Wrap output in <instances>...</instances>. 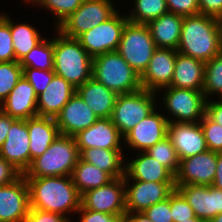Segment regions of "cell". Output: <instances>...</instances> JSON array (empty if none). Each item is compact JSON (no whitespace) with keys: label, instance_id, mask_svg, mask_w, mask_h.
<instances>
[{"label":"cell","instance_id":"obj_52","mask_svg":"<svg viewBox=\"0 0 222 222\" xmlns=\"http://www.w3.org/2000/svg\"><path fill=\"white\" fill-rule=\"evenodd\" d=\"M19 222H40V210L30 208L29 213Z\"/></svg>","mask_w":222,"mask_h":222},{"label":"cell","instance_id":"obj_44","mask_svg":"<svg viewBox=\"0 0 222 222\" xmlns=\"http://www.w3.org/2000/svg\"><path fill=\"white\" fill-rule=\"evenodd\" d=\"M79 214L82 213L80 222H123L124 215H113L103 212H95L80 207L77 211Z\"/></svg>","mask_w":222,"mask_h":222},{"label":"cell","instance_id":"obj_26","mask_svg":"<svg viewBox=\"0 0 222 222\" xmlns=\"http://www.w3.org/2000/svg\"><path fill=\"white\" fill-rule=\"evenodd\" d=\"M87 106L99 117L110 118L118 94L109 90L93 77L76 89Z\"/></svg>","mask_w":222,"mask_h":222},{"label":"cell","instance_id":"obj_51","mask_svg":"<svg viewBox=\"0 0 222 222\" xmlns=\"http://www.w3.org/2000/svg\"><path fill=\"white\" fill-rule=\"evenodd\" d=\"M123 222H152L143 212L126 213Z\"/></svg>","mask_w":222,"mask_h":222},{"label":"cell","instance_id":"obj_46","mask_svg":"<svg viewBox=\"0 0 222 222\" xmlns=\"http://www.w3.org/2000/svg\"><path fill=\"white\" fill-rule=\"evenodd\" d=\"M200 14L217 17L222 14V0H198Z\"/></svg>","mask_w":222,"mask_h":222},{"label":"cell","instance_id":"obj_24","mask_svg":"<svg viewBox=\"0 0 222 222\" xmlns=\"http://www.w3.org/2000/svg\"><path fill=\"white\" fill-rule=\"evenodd\" d=\"M124 179L144 182H175V176L146 152L126 163Z\"/></svg>","mask_w":222,"mask_h":222},{"label":"cell","instance_id":"obj_43","mask_svg":"<svg viewBox=\"0 0 222 222\" xmlns=\"http://www.w3.org/2000/svg\"><path fill=\"white\" fill-rule=\"evenodd\" d=\"M143 213L152 222H173L170 210V195L166 200L145 209Z\"/></svg>","mask_w":222,"mask_h":222},{"label":"cell","instance_id":"obj_54","mask_svg":"<svg viewBox=\"0 0 222 222\" xmlns=\"http://www.w3.org/2000/svg\"><path fill=\"white\" fill-rule=\"evenodd\" d=\"M180 222H206L205 220L201 219V218H191V219H187V220H183Z\"/></svg>","mask_w":222,"mask_h":222},{"label":"cell","instance_id":"obj_27","mask_svg":"<svg viewBox=\"0 0 222 222\" xmlns=\"http://www.w3.org/2000/svg\"><path fill=\"white\" fill-rule=\"evenodd\" d=\"M204 75L205 62L177 52L170 86L202 91Z\"/></svg>","mask_w":222,"mask_h":222},{"label":"cell","instance_id":"obj_8","mask_svg":"<svg viewBox=\"0 0 222 222\" xmlns=\"http://www.w3.org/2000/svg\"><path fill=\"white\" fill-rule=\"evenodd\" d=\"M116 12L111 0H84L56 29L67 37L78 38L108 20Z\"/></svg>","mask_w":222,"mask_h":222},{"label":"cell","instance_id":"obj_5","mask_svg":"<svg viewBox=\"0 0 222 222\" xmlns=\"http://www.w3.org/2000/svg\"><path fill=\"white\" fill-rule=\"evenodd\" d=\"M92 77L118 95L142 88L140 75L117 52H108L93 58Z\"/></svg>","mask_w":222,"mask_h":222},{"label":"cell","instance_id":"obj_23","mask_svg":"<svg viewBox=\"0 0 222 222\" xmlns=\"http://www.w3.org/2000/svg\"><path fill=\"white\" fill-rule=\"evenodd\" d=\"M75 93V87L55 74L45 90L38 95V116L55 118Z\"/></svg>","mask_w":222,"mask_h":222},{"label":"cell","instance_id":"obj_18","mask_svg":"<svg viewBox=\"0 0 222 222\" xmlns=\"http://www.w3.org/2000/svg\"><path fill=\"white\" fill-rule=\"evenodd\" d=\"M193 208L195 216L206 222L222 213V190L201 185H175Z\"/></svg>","mask_w":222,"mask_h":222},{"label":"cell","instance_id":"obj_6","mask_svg":"<svg viewBox=\"0 0 222 222\" xmlns=\"http://www.w3.org/2000/svg\"><path fill=\"white\" fill-rule=\"evenodd\" d=\"M156 49L149 26L128 21L116 51L141 76Z\"/></svg>","mask_w":222,"mask_h":222},{"label":"cell","instance_id":"obj_49","mask_svg":"<svg viewBox=\"0 0 222 222\" xmlns=\"http://www.w3.org/2000/svg\"><path fill=\"white\" fill-rule=\"evenodd\" d=\"M66 216L40 210V222H71Z\"/></svg>","mask_w":222,"mask_h":222},{"label":"cell","instance_id":"obj_21","mask_svg":"<svg viewBox=\"0 0 222 222\" xmlns=\"http://www.w3.org/2000/svg\"><path fill=\"white\" fill-rule=\"evenodd\" d=\"M76 145L81 152L88 148L122 149L123 136L110 118H98V120L75 136Z\"/></svg>","mask_w":222,"mask_h":222},{"label":"cell","instance_id":"obj_13","mask_svg":"<svg viewBox=\"0 0 222 222\" xmlns=\"http://www.w3.org/2000/svg\"><path fill=\"white\" fill-rule=\"evenodd\" d=\"M217 152L206 150L180 160L175 185L210 186L216 174Z\"/></svg>","mask_w":222,"mask_h":222},{"label":"cell","instance_id":"obj_20","mask_svg":"<svg viewBox=\"0 0 222 222\" xmlns=\"http://www.w3.org/2000/svg\"><path fill=\"white\" fill-rule=\"evenodd\" d=\"M168 137L176 150L179 160L208 150L200 122L168 123Z\"/></svg>","mask_w":222,"mask_h":222},{"label":"cell","instance_id":"obj_35","mask_svg":"<svg viewBox=\"0 0 222 222\" xmlns=\"http://www.w3.org/2000/svg\"><path fill=\"white\" fill-rule=\"evenodd\" d=\"M202 91L206 98L211 94L218 95L222 92V52L208 62H205Z\"/></svg>","mask_w":222,"mask_h":222},{"label":"cell","instance_id":"obj_32","mask_svg":"<svg viewBox=\"0 0 222 222\" xmlns=\"http://www.w3.org/2000/svg\"><path fill=\"white\" fill-rule=\"evenodd\" d=\"M54 39L44 40L32 48L20 61L21 67L54 70Z\"/></svg>","mask_w":222,"mask_h":222},{"label":"cell","instance_id":"obj_22","mask_svg":"<svg viewBox=\"0 0 222 222\" xmlns=\"http://www.w3.org/2000/svg\"><path fill=\"white\" fill-rule=\"evenodd\" d=\"M37 100L33 86L22 76L8 97L1 102L0 110L14 119L26 120L38 115Z\"/></svg>","mask_w":222,"mask_h":222},{"label":"cell","instance_id":"obj_4","mask_svg":"<svg viewBox=\"0 0 222 222\" xmlns=\"http://www.w3.org/2000/svg\"><path fill=\"white\" fill-rule=\"evenodd\" d=\"M80 159L74 136L59 135L41 155L32 160L24 177L71 176Z\"/></svg>","mask_w":222,"mask_h":222},{"label":"cell","instance_id":"obj_48","mask_svg":"<svg viewBox=\"0 0 222 222\" xmlns=\"http://www.w3.org/2000/svg\"><path fill=\"white\" fill-rule=\"evenodd\" d=\"M16 119L12 118L11 116L3 113L0 110V147L3 145L4 141L6 140L7 133L12 125V123Z\"/></svg>","mask_w":222,"mask_h":222},{"label":"cell","instance_id":"obj_55","mask_svg":"<svg viewBox=\"0 0 222 222\" xmlns=\"http://www.w3.org/2000/svg\"><path fill=\"white\" fill-rule=\"evenodd\" d=\"M208 222H222V213H219L216 217L212 218Z\"/></svg>","mask_w":222,"mask_h":222},{"label":"cell","instance_id":"obj_38","mask_svg":"<svg viewBox=\"0 0 222 222\" xmlns=\"http://www.w3.org/2000/svg\"><path fill=\"white\" fill-rule=\"evenodd\" d=\"M200 126L204 133L208 150L222 152V126L211 120L206 114L200 120Z\"/></svg>","mask_w":222,"mask_h":222},{"label":"cell","instance_id":"obj_2","mask_svg":"<svg viewBox=\"0 0 222 222\" xmlns=\"http://www.w3.org/2000/svg\"><path fill=\"white\" fill-rule=\"evenodd\" d=\"M177 52L208 62L222 52L215 17L197 14L184 17Z\"/></svg>","mask_w":222,"mask_h":222},{"label":"cell","instance_id":"obj_41","mask_svg":"<svg viewBox=\"0 0 222 222\" xmlns=\"http://www.w3.org/2000/svg\"><path fill=\"white\" fill-rule=\"evenodd\" d=\"M54 75L53 70L22 67V76L33 86L37 96L45 90Z\"/></svg>","mask_w":222,"mask_h":222},{"label":"cell","instance_id":"obj_25","mask_svg":"<svg viewBox=\"0 0 222 222\" xmlns=\"http://www.w3.org/2000/svg\"><path fill=\"white\" fill-rule=\"evenodd\" d=\"M30 140V164L41 156L60 135L55 118L35 116L26 119Z\"/></svg>","mask_w":222,"mask_h":222},{"label":"cell","instance_id":"obj_57","mask_svg":"<svg viewBox=\"0 0 222 222\" xmlns=\"http://www.w3.org/2000/svg\"><path fill=\"white\" fill-rule=\"evenodd\" d=\"M221 98H219V102L222 103V92L219 94ZM221 99V100H220Z\"/></svg>","mask_w":222,"mask_h":222},{"label":"cell","instance_id":"obj_45","mask_svg":"<svg viewBox=\"0 0 222 222\" xmlns=\"http://www.w3.org/2000/svg\"><path fill=\"white\" fill-rule=\"evenodd\" d=\"M22 173L11 163L0 157V187L17 180Z\"/></svg>","mask_w":222,"mask_h":222},{"label":"cell","instance_id":"obj_15","mask_svg":"<svg viewBox=\"0 0 222 222\" xmlns=\"http://www.w3.org/2000/svg\"><path fill=\"white\" fill-rule=\"evenodd\" d=\"M177 50L171 48H157L149 61L140 83L143 89L158 92L164 87L170 86Z\"/></svg>","mask_w":222,"mask_h":222},{"label":"cell","instance_id":"obj_1","mask_svg":"<svg viewBox=\"0 0 222 222\" xmlns=\"http://www.w3.org/2000/svg\"><path fill=\"white\" fill-rule=\"evenodd\" d=\"M29 187L30 208L45 212H76L81 207V195L71 176L25 177Z\"/></svg>","mask_w":222,"mask_h":222},{"label":"cell","instance_id":"obj_29","mask_svg":"<svg viewBox=\"0 0 222 222\" xmlns=\"http://www.w3.org/2000/svg\"><path fill=\"white\" fill-rule=\"evenodd\" d=\"M123 157L122 149L88 148L80 152L81 160L107 172L113 179L125 176Z\"/></svg>","mask_w":222,"mask_h":222},{"label":"cell","instance_id":"obj_30","mask_svg":"<svg viewBox=\"0 0 222 222\" xmlns=\"http://www.w3.org/2000/svg\"><path fill=\"white\" fill-rule=\"evenodd\" d=\"M73 184L83 193L107 185L113 178L98 167L79 159L71 174Z\"/></svg>","mask_w":222,"mask_h":222},{"label":"cell","instance_id":"obj_10","mask_svg":"<svg viewBox=\"0 0 222 222\" xmlns=\"http://www.w3.org/2000/svg\"><path fill=\"white\" fill-rule=\"evenodd\" d=\"M129 20L118 11L103 23L81 34L77 39L92 57L117 50L123 29Z\"/></svg>","mask_w":222,"mask_h":222},{"label":"cell","instance_id":"obj_9","mask_svg":"<svg viewBox=\"0 0 222 222\" xmlns=\"http://www.w3.org/2000/svg\"><path fill=\"white\" fill-rule=\"evenodd\" d=\"M162 89L167 90L163 97V104L176 118L175 121L170 119L168 122L196 123L205 115L208 98L205 97L203 91L171 86Z\"/></svg>","mask_w":222,"mask_h":222},{"label":"cell","instance_id":"obj_39","mask_svg":"<svg viewBox=\"0 0 222 222\" xmlns=\"http://www.w3.org/2000/svg\"><path fill=\"white\" fill-rule=\"evenodd\" d=\"M16 61L15 51L11 38L10 18L0 15V62Z\"/></svg>","mask_w":222,"mask_h":222},{"label":"cell","instance_id":"obj_37","mask_svg":"<svg viewBox=\"0 0 222 222\" xmlns=\"http://www.w3.org/2000/svg\"><path fill=\"white\" fill-rule=\"evenodd\" d=\"M84 0H38L35 4L50 10L57 17L59 26L70 14L74 13Z\"/></svg>","mask_w":222,"mask_h":222},{"label":"cell","instance_id":"obj_47","mask_svg":"<svg viewBox=\"0 0 222 222\" xmlns=\"http://www.w3.org/2000/svg\"><path fill=\"white\" fill-rule=\"evenodd\" d=\"M205 114L214 122L222 126V103L217 101H210L207 99Z\"/></svg>","mask_w":222,"mask_h":222},{"label":"cell","instance_id":"obj_33","mask_svg":"<svg viewBox=\"0 0 222 222\" xmlns=\"http://www.w3.org/2000/svg\"><path fill=\"white\" fill-rule=\"evenodd\" d=\"M127 15L129 22L148 24L163 14L168 13L166 0H135V8Z\"/></svg>","mask_w":222,"mask_h":222},{"label":"cell","instance_id":"obj_11","mask_svg":"<svg viewBox=\"0 0 222 222\" xmlns=\"http://www.w3.org/2000/svg\"><path fill=\"white\" fill-rule=\"evenodd\" d=\"M81 207L95 212L125 215L124 177L113 179L105 186L83 193Z\"/></svg>","mask_w":222,"mask_h":222},{"label":"cell","instance_id":"obj_31","mask_svg":"<svg viewBox=\"0 0 222 222\" xmlns=\"http://www.w3.org/2000/svg\"><path fill=\"white\" fill-rule=\"evenodd\" d=\"M10 31L17 62L44 40L37 29L30 24L19 23L15 25L11 19Z\"/></svg>","mask_w":222,"mask_h":222},{"label":"cell","instance_id":"obj_56","mask_svg":"<svg viewBox=\"0 0 222 222\" xmlns=\"http://www.w3.org/2000/svg\"><path fill=\"white\" fill-rule=\"evenodd\" d=\"M31 2V3H36L38 0H25V2Z\"/></svg>","mask_w":222,"mask_h":222},{"label":"cell","instance_id":"obj_50","mask_svg":"<svg viewBox=\"0 0 222 222\" xmlns=\"http://www.w3.org/2000/svg\"><path fill=\"white\" fill-rule=\"evenodd\" d=\"M212 185L222 190V152H217L216 174Z\"/></svg>","mask_w":222,"mask_h":222},{"label":"cell","instance_id":"obj_40","mask_svg":"<svg viewBox=\"0 0 222 222\" xmlns=\"http://www.w3.org/2000/svg\"><path fill=\"white\" fill-rule=\"evenodd\" d=\"M170 210L173 222L196 218L193 208L177 188L170 193Z\"/></svg>","mask_w":222,"mask_h":222},{"label":"cell","instance_id":"obj_14","mask_svg":"<svg viewBox=\"0 0 222 222\" xmlns=\"http://www.w3.org/2000/svg\"><path fill=\"white\" fill-rule=\"evenodd\" d=\"M29 210V187L23 174L0 187V222H19Z\"/></svg>","mask_w":222,"mask_h":222},{"label":"cell","instance_id":"obj_17","mask_svg":"<svg viewBox=\"0 0 222 222\" xmlns=\"http://www.w3.org/2000/svg\"><path fill=\"white\" fill-rule=\"evenodd\" d=\"M30 140L26 120H15L6 140L0 147V157L11 163L22 174L30 166Z\"/></svg>","mask_w":222,"mask_h":222},{"label":"cell","instance_id":"obj_16","mask_svg":"<svg viewBox=\"0 0 222 222\" xmlns=\"http://www.w3.org/2000/svg\"><path fill=\"white\" fill-rule=\"evenodd\" d=\"M155 111L141 120L124 136L123 140L130 148L145 152L168 136V120L170 118Z\"/></svg>","mask_w":222,"mask_h":222},{"label":"cell","instance_id":"obj_53","mask_svg":"<svg viewBox=\"0 0 222 222\" xmlns=\"http://www.w3.org/2000/svg\"><path fill=\"white\" fill-rule=\"evenodd\" d=\"M216 21H217L218 31H219V35H220V41L222 44V14H220L216 17Z\"/></svg>","mask_w":222,"mask_h":222},{"label":"cell","instance_id":"obj_28","mask_svg":"<svg viewBox=\"0 0 222 222\" xmlns=\"http://www.w3.org/2000/svg\"><path fill=\"white\" fill-rule=\"evenodd\" d=\"M183 20V16L168 12L147 24L157 48L177 50Z\"/></svg>","mask_w":222,"mask_h":222},{"label":"cell","instance_id":"obj_7","mask_svg":"<svg viewBox=\"0 0 222 222\" xmlns=\"http://www.w3.org/2000/svg\"><path fill=\"white\" fill-rule=\"evenodd\" d=\"M156 93L141 88L118 95L110 119L123 137L156 109Z\"/></svg>","mask_w":222,"mask_h":222},{"label":"cell","instance_id":"obj_3","mask_svg":"<svg viewBox=\"0 0 222 222\" xmlns=\"http://www.w3.org/2000/svg\"><path fill=\"white\" fill-rule=\"evenodd\" d=\"M57 32L58 36L54 38L53 71L77 89L92 78L93 58L77 38Z\"/></svg>","mask_w":222,"mask_h":222},{"label":"cell","instance_id":"obj_36","mask_svg":"<svg viewBox=\"0 0 222 222\" xmlns=\"http://www.w3.org/2000/svg\"><path fill=\"white\" fill-rule=\"evenodd\" d=\"M22 77V67L17 61L0 62V104Z\"/></svg>","mask_w":222,"mask_h":222},{"label":"cell","instance_id":"obj_34","mask_svg":"<svg viewBox=\"0 0 222 222\" xmlns=\"http://www.w3.org/2000/svg\"><path fill=\"white\" fill-rule=\"evenodd\" d=\"M151 157L159 161L174 176L178 172L180 160L172 145L171 139L166 136L163 140L157 142L154 146L145 151Z\"/></svg>","mask_w":222,"mask_h":222},{"label":"cell","instance_id":"obj_12","mask_svg":"<svg viewBox=\"0 0 222 222\" xmlns=\"http://www.w3.org/2000/svg\"><path fill=\"white\" fill-rule=\"evenodd\" d=\"M128 181V179H124L126 213L143 212L154 204L166 200L176 188L175 182L134 180L132 186H127Z\"/></svg>","mask_w":222,"mask_h":222},{"label":"cell","instance_id":"obj_42","mask_svg":"<svg viewBox=\"0 0 222 222\" xmlns=\"http://www.w3.org/2000/svg\"><path fill=\"white\" fill-rule=\"evenodd\" d=\"M168 12L183 17L200 14L198 0H166Z\"/></svg>","mask_w":222,"mask_h":222},{"label":"cell","instance_id":"obj_19","mask_svg":"<svg viewBox=\"0 0 222 222\" xmlns=\"http://www.w3.org/2000/svg\"><path fill=\"white\" fill-rule=\"evenodd\" d=\"M98 116L87 106L76 92L55 117L60 135L75 136L93 125Z\"/></svg>","mask_w":222,"mask_h":222}]
</instances>
